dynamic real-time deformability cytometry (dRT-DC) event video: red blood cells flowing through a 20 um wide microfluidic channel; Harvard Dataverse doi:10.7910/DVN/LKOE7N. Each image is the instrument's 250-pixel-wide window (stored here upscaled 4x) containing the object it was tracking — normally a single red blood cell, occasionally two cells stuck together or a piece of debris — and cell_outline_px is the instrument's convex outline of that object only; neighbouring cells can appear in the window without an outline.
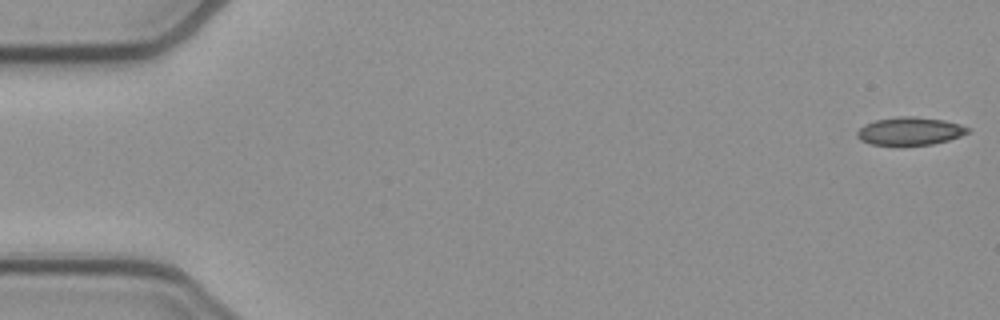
{"species": "common noctule bat (a hibernating species)", "species_latin": "Nyctalus noctula", "temperature_condition": "cold", "stored_images_in_passage": 52, "camera_frame_rate_fps": 3000, "um_per_image_px": 0.085, "animal": {"sex": "female", "body_mass_g": 21.9}, "frame": {"image": 1, "passage_image": 1, "time_ms": 0.0, "image_size_px": [1000, 320], "cell_outline_px": [[972, 128], [968, 132], [960, 136], [948, 140], [932, 144], [872, 144], [860, 140], [856, 136], [856, 132], [864, 124], [876, 120], [900, 116], [912, 116], [944, 120], [960, 124]], "centroid_in_image_um": [77.35, 11.13], "position_along_channel_um": 7.6, "area_um2": 17.8}}
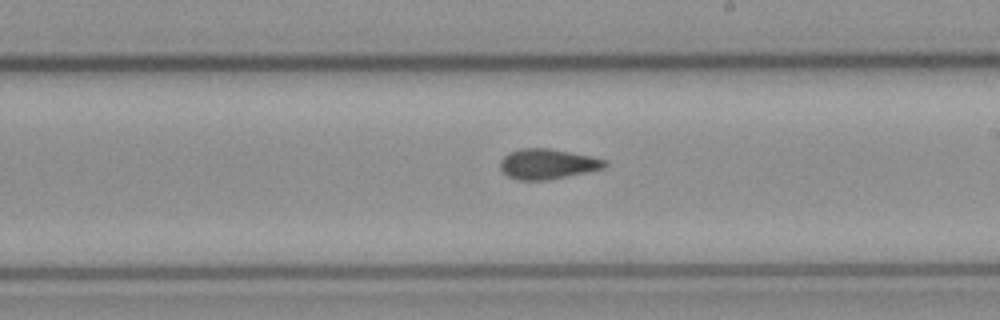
{"frame": {"image": 2, "passage_image": 30, "time_ms": 9.667, "image_size_px": [1000, 320], "cell_outline_px": [[608, 164], [604, 168], [588, 172], [548, 180], [516, 180], [500, 172], [500, 160], [508, 152], [520, 148], [548, 148], [592, 156], [608, 160]], "centroid_in_image_um": [46.53, 13.94], "position_along_channel_um": 242.5, "area_um2": 18.73}}
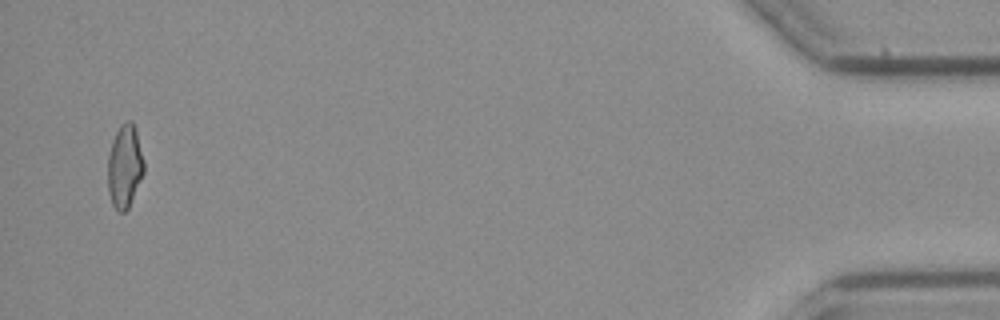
{"frame": {"image": 3, "passage_image": 51, "time_ms": 16.667, "image_size_px": [1000, 320], "cell_outline_px": [[144, 172], [128, 208], [124, 212], [116, 212], [112, 204], [108, 192], [108, 156], [112, 140], [120, 124], [128, 120], [132, 120], [136, 128], [144, 160]], "centroid_in_image_um": [10.6, 14.12], "position_along_channel_um": 424.6, "area_um2": 17.69}, "authors_computed_cell_mechanics": {"area_um2": 18.2937, "velocity_mm_per_s": 3.8888, "shape_relaxation_time_tau1_ms": null, "shape_relaxation_time_tau2_ms": 2.7985, "deformation_change_tau1": null, "deformation_change_tau2": 0.1055}}